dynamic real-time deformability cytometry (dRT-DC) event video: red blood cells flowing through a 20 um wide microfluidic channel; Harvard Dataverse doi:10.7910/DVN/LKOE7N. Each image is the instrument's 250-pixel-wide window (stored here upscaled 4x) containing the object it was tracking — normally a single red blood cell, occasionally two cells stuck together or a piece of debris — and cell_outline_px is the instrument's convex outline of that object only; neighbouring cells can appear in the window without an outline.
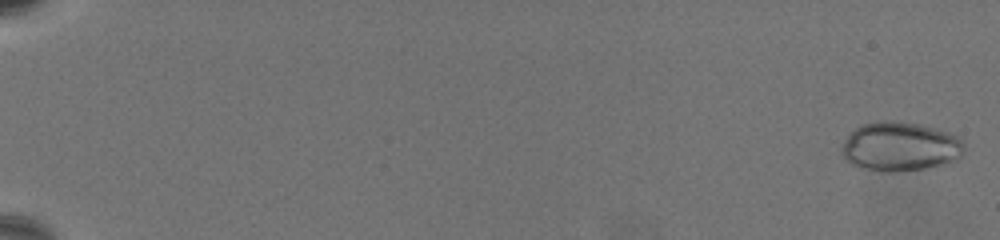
{"species": "common noctule bat (a hibernating species)", "species_latin": "Nyctalus noctula", "temperature_condition": "warm", "stored_images_in_passage": 69, "camera_frame_rate_fps": 3000, "um_per_image_px": 0.085, "animal": {"sex": "female", "body_mass_g": 19.5, "forearm_length_mm": 54.1}, "frame": {"image": 1, "passage_image": 2, "time_ms": 0.333, "image_size_px": [1000, 240], "cell_outline_px": [[964, 156], [952, 160], [924, 168], [896, 172], [880, 172], [860, 168], [844, 160], [840, 152], [840, 148], [844, 140], [856, 128], [864, 124], [880, 120], [900, 120], [920, 124], [936, 128], [948, 132], [964, 140]], "centroid_in_image_um": [76.48, 12.45], "position_along_channel_um": 8.5, "area_um2": 35.49}}
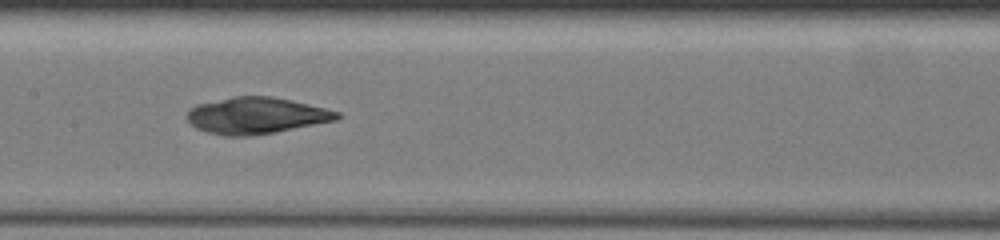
{"frame": {"image": 2, "passage_image": 39, "time_ms": 12.667, "image_size_px": [1000, 240], "cell_outline_px": [[344, 116], [336, 120], [276, 132], [248, 136], [224, 136], [208, 132], [196, 128], [184, 116], [188, 108], [196, 104], [236, 96], [272, 96], [292, 100], [340, 112]], "centroid_in_image_um": [21.76, 9.82], "position_along_channel_um": 185.6, "area_um2": 32.02}}
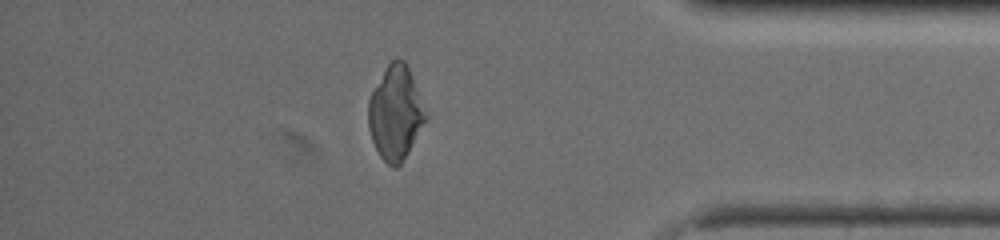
{"frame": {"image": 3, "passage_image": 61, "time_ms": 20.0, "image_size_px": [1000, 240], "cell_outline_px": [[428, 120], [408, 152], [400, 164], [396, 168], [392, 168], [380, 156], [372, 140], [368, 128], [368, 100], [372, 92], [388, 64], [392, 60], [404, 60], [408, 68], [428, 112]], "centroid_in_image_um": [33.64, 9.64], "position_along_channel_um": 401.6, "area_um2": 31.27}}